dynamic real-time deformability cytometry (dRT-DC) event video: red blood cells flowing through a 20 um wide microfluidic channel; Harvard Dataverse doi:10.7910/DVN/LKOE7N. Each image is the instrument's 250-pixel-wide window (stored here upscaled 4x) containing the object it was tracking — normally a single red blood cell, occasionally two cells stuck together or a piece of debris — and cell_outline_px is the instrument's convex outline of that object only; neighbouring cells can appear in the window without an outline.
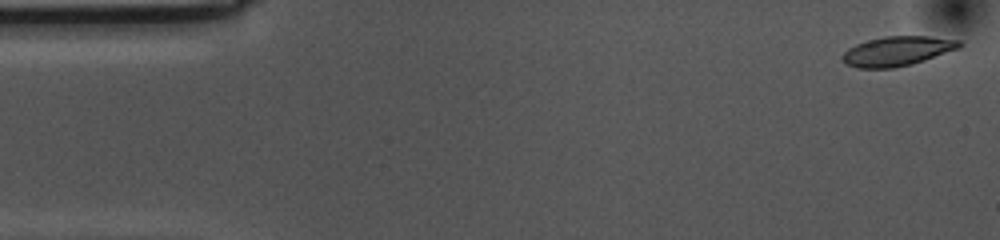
{"species": "common noctule bat (a hibernating species)", "species_latin": "Nyctalus noctula", "temperature_condition": "cold", "stored_images_in_passage": 42, "camera_frame_rate_fps": 3000, "um_per_image_px": 0.085, "animal": {"sex": "female", "body_mass_g": 10.0, "forearm_length_mm": 53.1}, "frame": {"image": 1, "passage_image": 1, "time_ms": 0.0, "image_size_px": [1000, 240], "cell_outline_px": [[964, 44], [960, 48], [912, 64], [892, 68], [856, 68], [848, 64], [840, 56], [848, 48], [856, 44], [868, 40], [884, 36], [928, 36], [960, 40]], "centroid_in_image_um": [76.28, 4.34], "position_along_channel_um": 8.7, "area_um2": 20.11}}
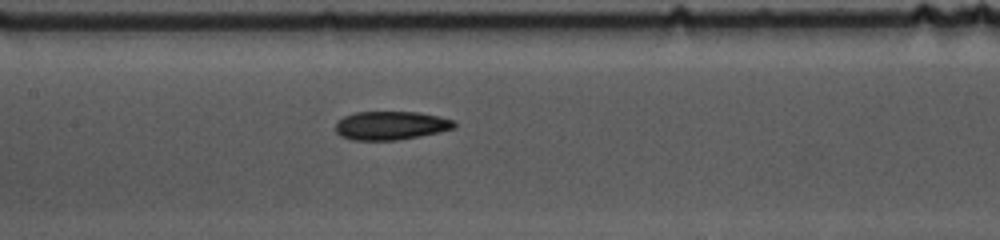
{"frame": {"image": 2, "passage_image": 24, "time_ms": 7.667, "image_size_px": [1000, 240], "cell_outline_px": [[456, 128], [440, 132], [420, 136], [396, 140], [352, 140], [340, 136], [336, 132], [336, 120], [344, 116], [356, 112], [416, 112], [456, 120]], "centroid_in_image_um": [33.22, 10.67], "position_along_channel_um": 174.2, "area_um2": 19.88}}
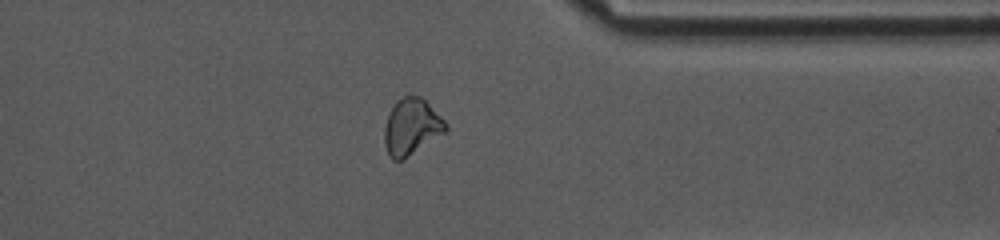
{"frame": {"image": 3, "passage_image": 42, "time_ms": 13.667, "image_size_px": [1000, 240], "cell_outline_px": [[448, 132], [404, 160], [392, 160], [388, 156], [384, 144], [384, 128], [388, 116], [392, 108], [404, 96], [420, 96], [448, 124]], "centroid_in_image_um": [35.0, 10.85], "position_along_channel_um": 376.4, "area_um2": 20.23}, "authors_computed_cell_mechanics": {"area_um2": 19.9699, "velocity_mm_per_s": 3.5397, "shape_relaxation_time_tau1_ms": 6.4515, "shape_relaxation_time_tau2_ms": 5.6219, "deformation_change_tau1": 0.1255, "deformation_change_tau2": 0.1212}}